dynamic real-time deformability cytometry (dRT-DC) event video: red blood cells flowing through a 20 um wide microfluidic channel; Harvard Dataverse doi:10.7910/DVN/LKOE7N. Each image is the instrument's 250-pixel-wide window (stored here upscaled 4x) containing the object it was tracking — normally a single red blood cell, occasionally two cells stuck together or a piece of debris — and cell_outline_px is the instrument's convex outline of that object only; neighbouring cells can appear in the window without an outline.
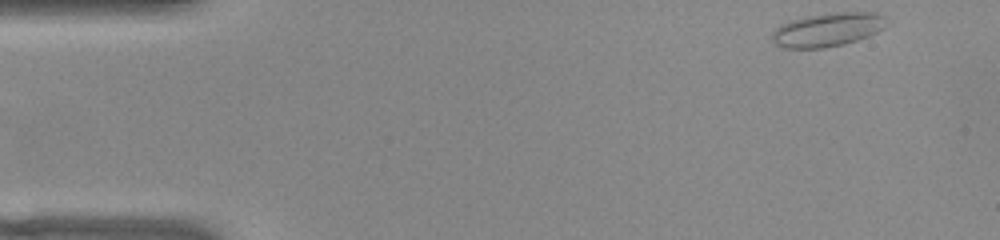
{"species": "common noctule bat (a hibernating species)", "species_latin": "Nyctalus noctula", "temperature_condition": "warm", "stored_images_in_passage": 49, "camera_frame_rate_fps": 3000, "um_per_image_px": 0.085, "animal": {"sex": "female", "body_mass_g": 22.0, "forearm_length_mm": 56.7}, "frame": {"image": 1, "passage_image": 1, "time_ms": 0.0, "image_size_px": [1000, 240], "cell_outline_px": [[888, 24], [884, 28], [868, 36], [844, 44], [824, 48], [784, 48], [772, 44], [772, 32], [780, 24], [792, 20], [808, 16], [836, 12], [876, 12], [888, 16]], "centroid_in_image_um": [70.37, 2.52], "position_along_channel_um": 14.6, "area_um2": 22.77}}
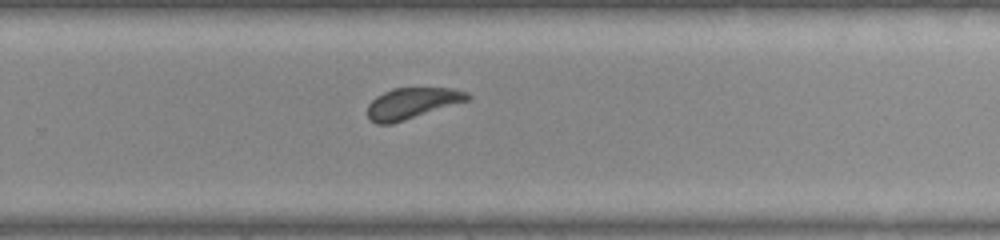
{"frame": {"image": 2, "passage_image": 31, "time_ms": 10.0, "image_size_px": [1000, 240], "cell_outline_px": [[472, 96], [468, 100], [392, 124], [376, 124], [368, 120], [368, 104], [376, 96], [392, 88], [452, 88], [468, 92]], "centroid_in_image_um": [35.0, 8.77], "position_along_channel_um": 294.8, "area_um2": 18.03}}
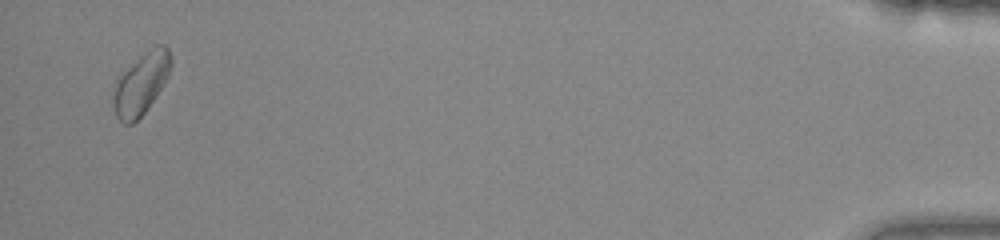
{"frame": {"image": 3, "passage_image": 48, "time_ms": 15.667, "image_size_px": [1000, 240], "cell_outline_px": [[172, 64], [168, 76], [144, 112], [132, 124], [124, 124], [116, 116], [112, 100], [112, 96], [116, 84], [120, 76], [140, 56], [156, 44], [164, 44], [168, 48], [172, 56]], "centroid_in_image_um": [12.01, 7.09], "position_along_channel_um": 423.2, "area_um2": 20.17}, "authors_computed_cell_mechanics": {"area_um2": 18.496, "velocity_mm_per_s": 3.8315, "shape_relaxation_time_tau1_ms": null, "shape_relaxation_time_tau2_ms": 1.4754, "deformation_change_tau1": null, "deformation_change_tau2": 0.0657}}